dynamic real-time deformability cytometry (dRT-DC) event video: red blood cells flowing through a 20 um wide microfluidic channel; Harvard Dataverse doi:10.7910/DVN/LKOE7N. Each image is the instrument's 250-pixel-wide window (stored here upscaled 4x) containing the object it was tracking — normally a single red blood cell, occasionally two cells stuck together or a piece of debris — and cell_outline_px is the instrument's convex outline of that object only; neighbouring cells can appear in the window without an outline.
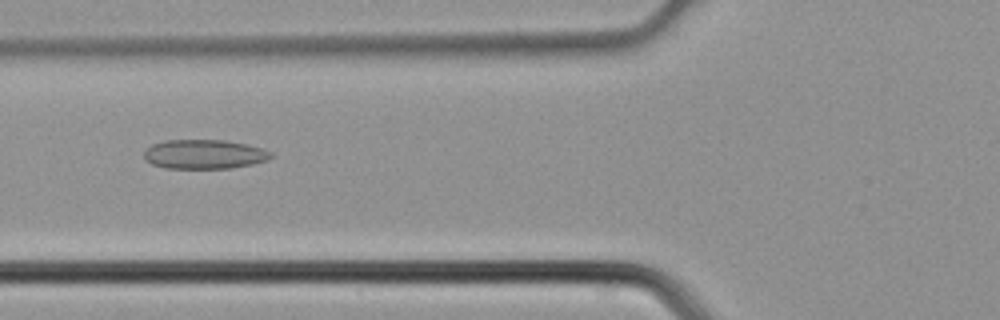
{"species": "common noctule bat (a hibernating species)", "species_latin": "Nyctalus noctula", "temperature_condition": "cold", "stored_images_in_passage": 3, "camera_frame_rate_fps": 3000, "um_per_image_px": 0.085, "animal": {"sex": "male", "body_mass_g": 21.5, "forearm_length_mm": 52.0}, "frame": {"image": 1, "passage_image": 3, "time_ms": 0.667, "image_size_px": [1000, 320], "cell_outline_px": [[272, 156], [268, 160], [252, 164], [228, 168], [164, 168], [152, 164], [144, 160], [144, 152], [152, 144], [164, 140], [224, 140], [264, 148], [272, 152]], "centroid_in_image_um": [17.35, 13.11], "position_along_channel_um": 108.5, "area_um2": 21.68}}